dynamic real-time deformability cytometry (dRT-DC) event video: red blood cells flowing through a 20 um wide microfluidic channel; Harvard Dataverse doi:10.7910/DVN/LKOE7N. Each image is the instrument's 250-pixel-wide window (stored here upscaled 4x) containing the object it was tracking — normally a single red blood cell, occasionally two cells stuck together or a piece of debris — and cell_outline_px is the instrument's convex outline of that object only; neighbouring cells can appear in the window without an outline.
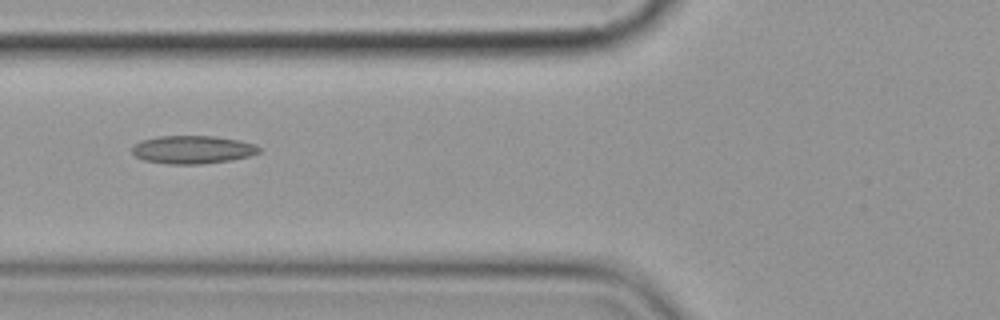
{"species": "common noctule bat (a hibernating species)", "species_latin": "Nyctalus noctula", "temperature_condition": "cold", "stored_images_in_passage": 10, "camera_frame_rate_fps": 3000, "um_per_image_px": 0.085, "animal": {"sex": "female", "body_mass_g": 19.9}, "frame": {"image": 1, "passage_image": 6, "time_ms": 6.0, "image_size_px": [1000, 320], "cell_outline_px": [[260, 152], [248, 156], [232, 160], [204, 164], [168, 164], [144, 160], [136, 156], [132, 152], [132, 144], [140, 140], [156, 136], [216, 136], [240, 140], [256, 144], [260, 148]], "centroid_in_image_um": [16.36, 12.71], "position_along_channel_um": 109.4, "area_um2": 21.04}}
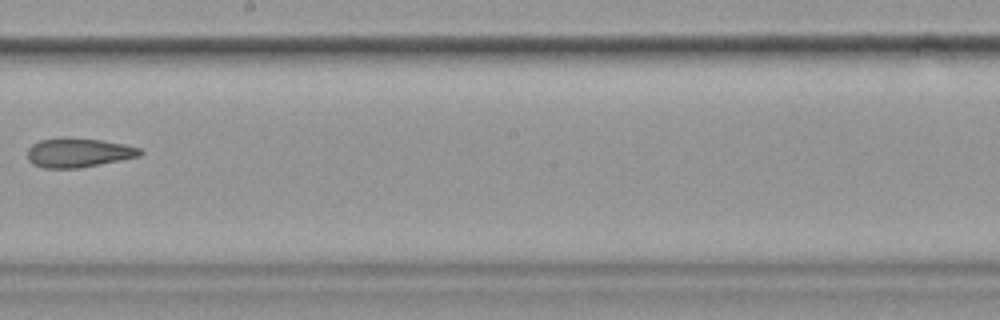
{"frame": {"image": 2, "passage_image": 9, "time_ms": 9.667, "image_size_px": [1000, 320], "cell_outline_px": [[144, 152], [140, 156], [80, 168], [44, 168], [32, 164], [28, 160], [28, 148], [32, 144], [40, 140], [64, 136], [68, 136], [104, 140], [124, 144], [140, 148]], "centroid_in_image_um": [6.65, 12.96], "position_along_channel_um": 241.5, "area_um2": 19.54}}
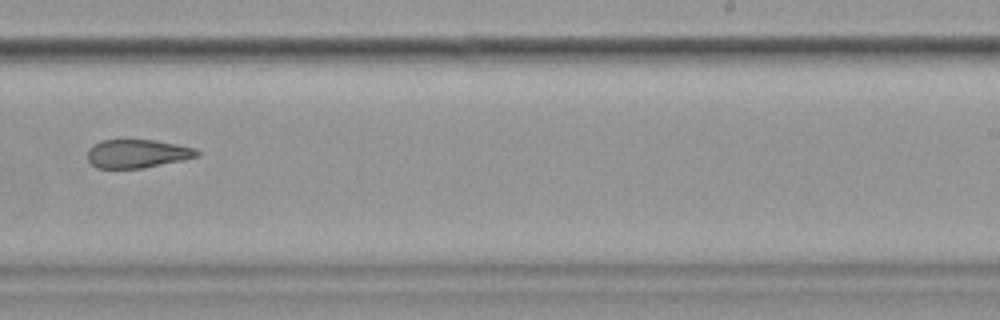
{"frame": {"image": 3, "passage_image": 10, "time_ms": 10.667, "image_size_px": [1000, 320], "cell_outline_px": [[200, 156], [184, 160], [140, 168], [96, 168], [88, 160], [88, 148], [92, 144], [100, 140], [156, 140], [196, 148], [200, 152]], "centroid_in_image_um": [11.68, 13.05], "position_along_channel_um": 277.3, "area_um2": 18.26}}